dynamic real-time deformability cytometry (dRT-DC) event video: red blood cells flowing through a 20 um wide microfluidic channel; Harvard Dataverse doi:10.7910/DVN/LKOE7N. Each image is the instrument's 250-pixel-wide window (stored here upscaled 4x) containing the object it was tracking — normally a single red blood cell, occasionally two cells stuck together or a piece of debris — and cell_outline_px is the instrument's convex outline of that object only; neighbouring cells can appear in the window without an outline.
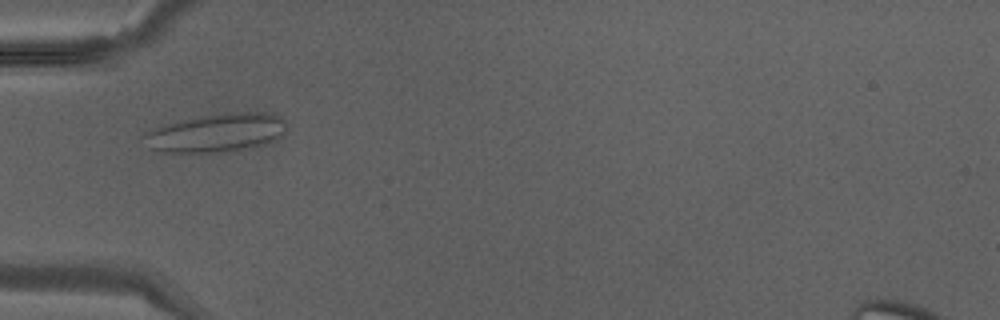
{"species": "Egyptian fruit bat (a non-hibernating species)", "species_latin": "Rousettus aegyptiacus", "temperature_condition": "warm", "stored_images_in_passage": 28, "camera_frame_rate_fps": 3000, "um_per_image_px": 0.085, "animal": {"sex": "male"}, "frame": {"image": 1, "passage_image": 1, "time_ms": 0.0, "image_size_px": [1000, 320], "cell_outline_px": [[284, 132], [280, 136], [264, 144], [240, 148], [212, 152], [164, 152], [148, 148], [140, 136], [164, 124], [200, 116], [232, 112], [264, 112], [280, 116], [284, 120]], "centroid_in_image_um": [18.33, 11.27], "position_along_channel_um": 66.7, "area_um2": 31.39}}
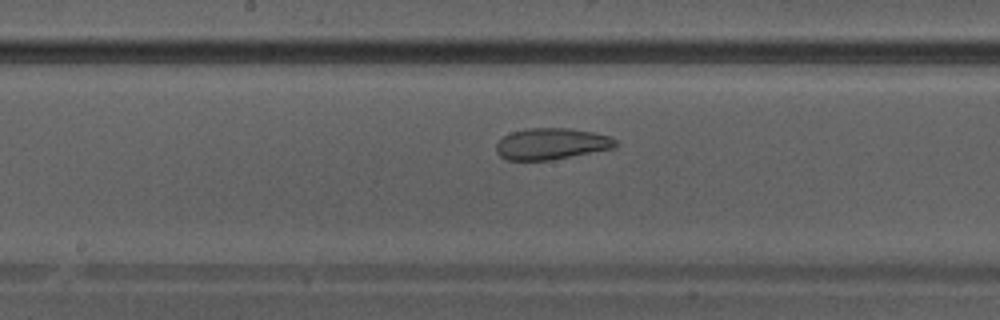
{"frame": {"image": 2, "passage_image": 9, "time_ms": 2.667, "image_size_px": [1000, 320], "cell_outline_px": [[616, 148], [552, 160], [508, 160], [500, 156], [496, 152], [496, 144], [504, 136], [512, 132], [528, 128], [568, 128], [592, 132], [608, 136], [616, 140]], "centroid_in_image_um": [46.87, 12.23], "position_along_channel_um": 201.3, "area_um2": 21.79}}
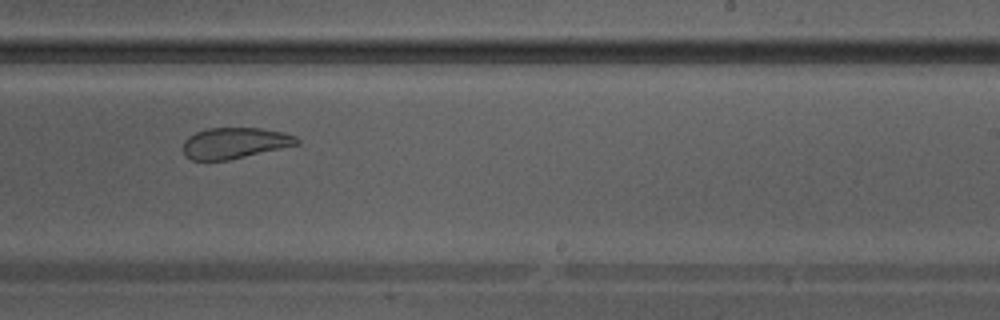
{"frame": {"image": 3, "passage_image": 13, "time_ms": 4.0, "image_size_px": [1000, 320], "cell_outline_px": [[300, 144], [228, 160], [192, 160], [184, 156], [184, 140], [188, 136], [196, 132], [208, 128], [260, 128], [284, 132], [296, 136], [300, 140]], "centroid_in_image_um": [19.96, 12.15], "position_along_channel_um": 269.0, "area_um2": 20.58}}